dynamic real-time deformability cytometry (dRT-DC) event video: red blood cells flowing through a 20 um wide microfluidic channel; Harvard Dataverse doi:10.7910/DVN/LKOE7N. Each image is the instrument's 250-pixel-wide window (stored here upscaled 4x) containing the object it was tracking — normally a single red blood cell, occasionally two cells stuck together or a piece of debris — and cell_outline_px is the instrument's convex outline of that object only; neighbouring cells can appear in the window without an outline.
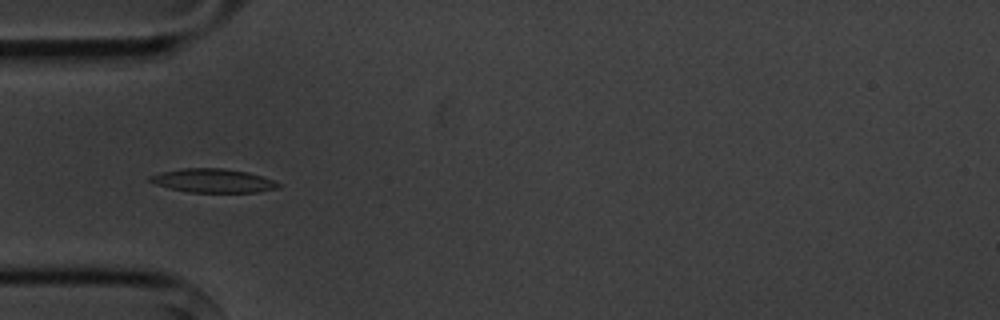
{"species": "common noctule bat (a hibernating species)", "species_latin": "Nyctalus noctula", "temperature_condition": "cold", "stored_images_in_passage": 2, "camera_frame_rate_fps": 3000, "um_per_image_px": 0.085, "animal": {"sex": "male", "body_mass_g": 20.1, "forearm_length_mm": 53.5}, "frame": {"image": 1, "passage_image": 1, "time_ms": 0.0, "image_size_px": [1000, 320], "cell_outline_px": [[284, 184], [280, 188], [256, 192], [188, 192], [168, 188], [156, 184], [148, 180], [148, 176], [160, 172], [180, 168], [224, 168], [248, 172]], "centroid_in_image_um": [18.1, 15.35], "position_along_channel_um": 66.9, "area_um2": 17.92}}
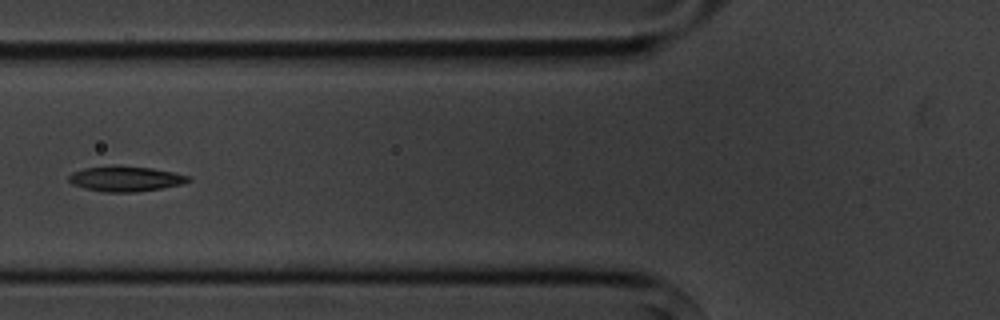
{"frame": {"image": 2, "passage_image": 2, "time_ms": 1.333, "image_size_px": [1000, 320], "cell_outline_px": [[192, 180], [180, 184], [160, 188], [136, 192], [104, 192], [84, 188], [72, 184], [68, 180], [68, 176], [72, 172], [84, 168], [112, 164], [116, 164], [152, 168], [172, 172], [188, 176]], "centroid_in_image_um": [10.6, 15.17], "position_along_channel_um": 115.2, "area_um2": 17.74}}